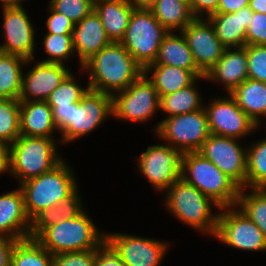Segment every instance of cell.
I'll return each instance as SVG.
<instances>
[{
  "mask_svg": "<svg viewBox=\"0 0 266 266\" xmlns=\"http://www.w3.org/2000/svg\"><path fill=\"white\" fill-rule=\"evenodd\" d=\"M151 64L175 66L189 71H199L184 34L179 36L168 32L158 49L157 56Z\"/></svg>",
  "mask_w": 266,
  "mask_h": 266,
  "instance_id": "obj_26",
  "label": "cell"
},
{
  "mask_svg": "<svg viewBox=\"0 0 266 266\" xmlns=\"http://www.w3.org/2000/svg\"><path fill=\"white\" fill-rule=\"evenodd\" d=\"M71 107L72 104L65 107H51L54 123L61 133L70 125Z\"/></svg>",
  "mask_w": 266,
  "mask_h": 266,
  "instance_id": "obj_46",
  "label": "cell"
},
{
  "mask_svg": "<svg viewBox=\"0 0 266 266\" xmlns=\"http://www.w3.org/2000/svg\"><path fill=\"white\" fill-rule=\"evenodd\" d=\"M111 114L112 95L89 89L81 101L72 104L70 125L61 140L67 143L88 134Z\"/></svg>",
  "mask_w": 266,
  "mask_h": 266,
  "instance_id": "obj_10",
  "label": "cell"
},
{
  "mask_svg": "<svg viewBox=\"0 0 266 266\" xmlns=\"http://www.w3.org/2000/svg\"><path fill=\"white\" fill-rule=\"evenodd\" d=\"M53 138L20 135L10 148L9 172L19 183L51 171L61 161Z\"/></svg>",
  "mask_w": 266,
  "mask_h": 266,
  "instance_id": "obj_6",
  "label": "cell"
},
{
  "mask_svg": "<svg viewBox=\"0 0 266 266\" xmlns=\"http://www.w3.org/2000/svg\"><path fill=\"white\" fill-rule=\"evenodd\" d=\"M248 79L266 83V45H245Z\"/></svg>",
  "mask_w": 266,
  "mask_h": 266,
  "instance_id": "obj_38",
  "label": "cell"
},
{
  "mask_svg": "<svg viewBox=\"0 0 266 266\" xmlns=\"http://www.w3.org/2000/svg\"><path fill=\"white\" fill-rule=\"evenodd\" d=\"M237 138L211 134L198 151L213 162L240 188L246 187L247 149L241 147Z\"/></svg>",
  "mask_w": 266,
  "mask_h": 266,
  "instance_id": "obj_12",
  "label": "cell"
},
{
  "mask_svg": "<svg viewBox=\"0 0 266 266\" xmlns=\"http://www.w3.org/2000/svg\"><path fill=\"white\" fill-rule=\"evenodd\" d=\"M181 32L188 42L198 70L206 76L223 56L226 47L216 36L213 25L203 16L195 18Z\"/></svg>",
  "mask_w": 266,
  "mask_h": 266,
  "instance_id": "obj_15",
  "label": "cell"
},
{
  "mask_svg": "<svg viewBox=\"0 0 266 266\" xmlns=\"http://www.w3.org/2000/svg\"><path fill=\"white\" fill-rule=\"evenodd\" d=\"M82 67L90 72V90L110 95L125 90L144 74L143 67L120 42H111Z\"/></svg>",
  "mask_w": 266,
  "mask_h": 266,
  "instance_id": "obj_1",
  "label": "cell"
},
{
  "mask_svg": "<svg viewBox=\"0 0 266 266\" xmlns=\"http://www.w3.org/2000/svg\"><path fill=\"white\" fill-rule=\"evenodd\" d=\"M78 189L68 198L62 200L58 204V210L62 220L71 219L79 216L84 210L81 208L80 197Z\"/></svg>",
  "mask_w": 266,
  "mask_h": 266,
  "instance_id": "obj_44",
  "label": "cell"
},
{
  "mask_svg": "<svg viewBox=\"0 0 266 266\" xmlns=\"http://www.w3.org/2000/svg\"><path fill=\"white\" fill-rule=\"evenodd\" d=\"M61 221L58 204L42 210L31 220L30 238H35L44 228L58 224Z\"/></svg>",
  "mask_w": 266,
  "mask_h": 266,
  "instance_id": "obj_40",
  "label": "cell"
},
{
  "mask_svg": "<svg viewBox=\"0 0 266 266\" xmlns=\"http://www.w3.org/2000/svg\"><path fill=\"white\" fill-rule=\"evenodd\" d=\"M150 70H154V73L149 80L154 84L159 98L185 88L197 79H206L200 71H189L170 65L150 64L144 69V74L148 75Z\"/></svg>",
  "mask_w": 266,
  "mask_h": 266,
  "instance_id": "obj_25",
  "label": "cell"
},
{
  "mask_svg": "<svg viewBox=\"0 0 266 266\" xmlns=\"http://www.w3.org/2000/svg\"><path fill=\"white\" fill-rule=\"evenodd\" d=\"M234 207L236 206L231 207L233 210L229 207L220 208L224 212L218 214L214 237L240 250H266V238L262 231L245 214Z\"/></svg>",
  "mask_w": 266,
  "mask_h": 266,
  "instance_id": "obj_11",
  "label": "cell"
},
{
  "mask_svg": "<svg viewBox=\"0 0 266 266\" xmlns=\"http://www.w3.org/2000/svg\"><path fill=\"white\" fill-rule=\"evenodd\" d=\"M93 266H126L119 255L105 241L97 248Z\"/></svg>",
  "mask_w": 266,
  "mask_h": 266,
  "instance_id": "obj_43",
  "label": "cell"
},
{
  "mask_svg": "<svg viewBox=\"0 0 266 266\" xmlns=\"http://www.w3.org/2000/svg\"><path fill=\"white\" fill-rule=\"evenodd\" d=\"M249 8L253 12L266 14V0H249Z\"/></svg>",
  "mask_w": 266,
  "mask_h": 266,
  "instance_id": "obj_51",
  "label": "cell"
},
{
  "mask_svg": "<svg viewBox=\"0 0 266 266\" xmlns=\"http://www.w3.org/2000/svg\"><path fill=\"white\" fill-rule=\"evenodd\" d=\"M22 1L24 0H0L3 7L17 6L20 5Z\"/></svg>",
  "mask_w": 266,
  "mask_h": 266,
  "instance_id": "obj_52",
  "label": "cell"
},
{
  "mask_svg": "<svg viewBox=\"0 0 266 266\" xmlns=\"http://www.w3.org/2000/svg\"><path fill=\"white\" fill-rule=\"evenodd\" d=\"M230 94L238 106L259 126V117L266 116V83L246 79Z\"/></svg>",
  "mask_w": 266,
  "mask_h": 266,
  "instance_id": "obj_27",
  "label": "cell"
},
{
  "mask_svg": "<svg viewBox=\"0 0 266 266\" xmlns=\"http://www.w3.org/2000/svg\"><path fill=\"white\" fill-rule=\"evenodd\" d=\"M117 93L112 95V114L116 118L143 122L160 109L158 92L146 74Z\"/></svg>",
  "mask_w": 266,
  "mask_h": 266,
  "instance_id": "obj_9",
  "label": "cell"
},
{
  "mask_svg": "<svg viewBox=\"0 0 266 266\" xmlns=\"http://www.w3.org/2000/svg\"><path fill=\"white\" fill-rule=\"evenodd\" d=\"M31 59L0 52V100L19 99L22 88V65Z\"/></svg>",
  "mask_w": 266,
  "mask_h": 266,
  "instance_id": "obj_29",
  "label": "cell"
},
{
  "mask_svg": "<svg viewBox=\"0 0 266 266\" xmlns=\"http://www.w3.org/2000/svg\"><path fill=\"white\" fill-rule=\"evenodd\" d=\"M229 98L214 99L209 107H204L210 133L219 136L241 138L258 126L238 106L231 94Z\"/></svg>",
  "mask_w": 266,
  "mask_h": 266,
  "instance_id": "obj_14",
  "label": "cell"
},
{
  "mask_svg": "<svg viewBox=\"0 0 266 266\" xmlns=\"http://www.w3.org/2000/svg\"><path fill=\"white\" fill-rule=\"evenodd\" d=\"M155 130L159 138L166 140L168 145L182 154L199 151L203 142L211 135L204 108L166 117L158 123Z\"/></svg>",
  "mask_w": 266,
  "mask_h": 266,
  "instance_id": "obj_8",
  "label": "cell"
},
{
  "mask_svg": "<svg viewBox=\"0 0 266 266\" xmlns=\"http://www.w3.org/2000/svg\"><path fill=\"white\" fill-rule=\"evenodd\" d=\"M74 79L75 77L72 73H69L61 84L49 95L46 102L50 107H65L81 101V98L90 88L88 86L85 89L80 87Z\"/></svg>",
  "mask_w": 266,
  "mask_h": 266,
  "instance_id": "obj_35",
  "label": "cell"
},
{
  "mask_svg": "<svg viewBox=\"0 0 266 266\" xmlns=\"http://www.w3.org/2000/svg\"><path fill=\"white\" fill-rule=\"evenodd\" d=\"M51 15L46 20V27L49 34H72L74 22L63 14L55 11L49 6Z\"/></svg>",
  "mask_w": 266,
  "mask_h": 266,
  "instance_id": "obj_42",
  "label": "cell"
},
{
  "mask_svg": "<svg viewBox=\"0 0 266 266\" xmlns=\"http://www.w3.org/2000/svg\"><path fill=\"white\" fill-rule=\"evenodd\" d=\"M20 136V101L0 100V140L10 145Z\"/></svg>",
  "mask_w": 266,
  "mask_h": 266,
  "instance_id": "obj_34",
  "label": "cell"
},
{
  "mask_svg": "<svg viewBox=\"0 0 266 266\" xmlns=\"http://www.w3.org/2000/svg\"><path fill=\"white\" fill-rule=\"evenodd\" d=\"M135 9H146L150 10L157 0H128Z\"/></svg>",
  "mask_w": 266,
  "mask_h": 266,
  "instance_id": "obj_50",
  "label": "cell"
},
{
  "mask_svg": "<svg viewBox=\"0 0 266 266\" xmlns=\"http://www.w3.org/2000/svg\"><path fill=\"white\" fill-rule=\"evenodd\" d=\"M181 178L220 208L236 206L241 188L198 151L182 154Z\"/></svg>",
  "mask_w": 266,
  "mask_h": 266,
  "instance_id": "obj_2",
  "label": "cell"
},
{
  "mask_svg": "<svg viewBox=\"0 0 266 266\" xmlns=\"http://www.w3.org/2000/svg\"><path fill=\"white\" fill-rule=\"evenodd\" d=\"M196 80L189 86L179 89L169 95L160 97L159 107L168 117L195 112L203 108L201 97L196 90Z\"/></svg>",
  "mask_w": 266,
  "mask_h": 266,
  "instance_id": "obj_30",
  "label": "cell"
},
{
  "mask_svg": "<svg viewBox=\"0 0 266 266\" xmlns=\"http://www.w3.org/2000/svg\"><path fill=\"white\" fill-rule=\"evenodd\" d=\"M73 172L63 160L51 171L20 184L25 210L32 220L39 212L59 204L77 190Z\"/></svg>",
  "mask_w": 266,
  "mask_h": 266,
  "instance_id": "obj_4",
  "label": "cell"
},
{
  "mask_svg": "<svg viewBox=\"0 0 266 266\" xmlns=\"http://www.w3.org/2000/svg\"><path fill=\"white\" fill-rule=\"evenodd\" d=\"M10 148L11 145L9 143L0 140V174L4 171H9Z\"/></svg>",
  "mask_w": 266,
  "mask_h": 266,
  "instance_id": "obj_49",
  "label": "cell"
},
{
  "mask_svg": "<svg viewBox=\"0 0 266 266\" xmlns=\"http://www.w3.org/2000/svg\"><path fill=\"white\" fill-rule=\"evenodd\" d=\"M249 6V0H220L215 13H235Z\"/></svg>",
  "mask_w": 266,
  "mask_h": 266,
  "instance_id": "obj_48",
  "label": "cell"
},
{
  "mask_svg": "<svg viewBox=\"0 0 266 266\" xmlns=\"http://www.w3.org/2000/svg\"><path fill=\"white\" fill-rule=\"evenodd\" d=\"M246 45H266V14L254 12L246 30Z\"/></svg>",
  "mask_w": 266,
  "mask_h": 266,
  "instance_id": "obj_41",
  "label": "cell"
},
{
  "mask_svg": "<svg viewBox=\"0 0 266 266\" xmlns=\"http://www.w3.org/2000/svg\"><path fill=\"white\" fill-rule=\"evenodd\" d=\"M244 188L239 191L236 206L262 231L266 238V189H251L250 194H244Z\"/></svg>",
  "mask_w": 266,
  "mask_h": 266,
  "instance_id": "obj_32",
  "label": "cell"
},
{
  "mask_svg": "<svg viewBox=\"0 0 266 266\" xmlns=\"http://www.w3.org/2000/svg\"><path fill=\"white\" fill-rule=\"evenodd\" d=\"M91 1H92L93 4H96V3L100 2V1H105V0H91Z\"/></svg>",
  "mask_w": 266,
  "mask_h": 266,
  "instance_id": "obj_53",
  "label": "cell"
},
{
  "mask_svg": "<svg viewBox=\"0 0 266 266\" xmlns=\"http://www.w3.org/2000/svg\"><path fill=\"white\" fill-rule=\"evenodd\" d=\"M30 227L31 220L25 210L22 189L2 194L0 196V237L7 236L17 240L30 238Z\"/></svg>",
  "mask_w": 266,
  "mask_h": 266,
  "instance_id": "obj_19",
  "label": "cell"
},
{
  "mask_svg": "<svg viewBox=\"0 0 266 266\" xmlns=\"http://www.w3.org/2000/svg\"><path fill=\"white\" fill-rule=\"evenodd\" d=\"M137 159L139 170L159 191L181 178L182 153L170 145L149 146Z\"/></svg>",
  "mask_w": 266,
  "mask_h": 266,
  "instance_id": "obj_13",
  "label": "cell"
},
{
  "mask_svg": "<svg viewBox=\"0 0 266 266\" xmlns=\"http://www.w3.org/2000/svg\"><path fill=\"white\" fill-rule=\"evenodd\" d=\"M72 39L74 51L78 54L81 66L111 43L95 10L80 22L75 23Z\"/></svg>",
  "mask_w": 266,
  "mask_h": 266,
  "instance_id": "obj_20",
  "label": "cell"
},
{
  "mask_svg": "<svg viewBox=\"0 0 266 266\" xmlns=\"http://www.w3.org/2000/svg\"><path fill=\"white\" fill-rule=\"evenodd\" d=\"M70 70L63 64L39 62L22 77L19 101H46ZM33 99H32V98Z\"/></svg>",
  "mask_w": 266,
  "mask_h": 266,
  "instance_id": "obj_18",
  "label": "cell"
},
{
  "mask_svg": "<svg viewBox=\"0 0 266 266\" xmlns=\"http://www.w3.org/2000/svg\"><path fill=\"white\" fill-rule=\"evenodd\" d=\"M167 209L191 227L215 236L218 214H212L211 205L220 208L210 197L195 186L179 178L166 190Z\"/></svg>",
  "mask_w": 266,
  "mask_h": 266,
  "instance_id": "obj_5",
  "label": "cell"
},
{
  "mask_svg": "<svg viewBox=\"0 0 266 266\" xmlns=\"http://www.w3.org/2000/svg\"><path fill=\"white\" fill-rule=\"evenodd\" d=\"M10 266H53V255L35 238L18 240L12 252Z\"/></svg>",
  "mask_w": 266,
  "mask_h": 266,
  "instance_id": "obj_31",
  "label": "cell"
},
{
  "mask_svg": "<svg viewBox=\"0 0 266 266\" xmlns=\"http://www.w3.org/2000/svg\"><path fill=\"white\" fill-rule=\"evenodd\" d=\"M97 249L53 255V266H93Z\"/></svg>",
  "mask_w": 266,
  "mask_h": 266,
  "instance_id": "obj_39",
  "label": "cell"
},
{
  "mask_svg": "<svg viewBox=\"0 0 266 266\" xmlns=\"http://www.w3.org/2000/svg\"><path fill=\"white\" fill-rule=\"evenodd\" d=\"M106 242L126 266H158L167 249L165 242L125 234H106Z\"/></svg>",
  "mask_w": 266,
  "mask_h": 266,
  "instance_id": "obj_17",
  "label": "cell"
},
{
  "mask_svg": "<svg viewBox=\"0 0 266 266\" xmlns=\"http://www.w3.org/2000/svg\"><path fill=\"white\" fill-rule=\"evenodd\" d=\"M43 46L45 52L50 57L45 59V63L63 64L66 59L74 54L72 34H45Z\"/></svg>",
  "mask_w": 266,
  "mask_h": 266,
  "instance_id": "obj_36",
  "label": "cell"
},
{
  "mask_svg": "<svg viewBox=\"0 0 266 266\" xmlns=\"http://www.w3.org/2000/svg\"><path fill=\"white\" fill-rule=\"evenodd\" d=\"M254 12L249 6L235 13H213L206 19L213 25L216 36L226 48H241L246 45V30Z\"/></svg>",
  "mask_w": 266,
  "mask_h": 266,
  "instance_id": "obj_21",
  "label": "cell"
},
{
  "mask_svg": "<svg viewBox=\"0 0 266 266\" xmlns=\"http://www.w3.org/2000/svg\"><path fill=\"white\" fill-rule=\"evenodd\" d=\"M18 240L10 237H0V266H10L14 246Z\"/></svg>",
  "mask_w": 266,
  "mask_h": 266,
  "instance_id": "obj_47",
  "label": "cell"
},
{
  "mask_svg": "<svg viewBox=\"0 0 266 266\" xmlns=\"http://www.w3.org/2000/svg\"><path fill=\"white\" fill-rule=\"evenodd\" d=\"M134 6L128 0H105L94 4L111 42H120L128 27Z\"/></svg>",
  "mask_w": 266,
  "mask_h": 266,
  "instance_id": "obj_24",
  "label": "cell"
},
{
  "mask_svg": "<svg viewBox=\"0 0 266 266\" xmlns=\"http://www.w3.org/2000/svg\"><path fill=\"white\" fill-rule=\"evenodd\" d=\"M35 239L52 255L99 248L106 235L100 234L95 224L83 211L79 216L62 220L44 228Z\"/></svg>",
  "mask_w": 266,
  "mask_h": 266,
  "instance_id": "obj_3",
  "label": "cell"
},
{
  "mask_svg": "<svg viewBox=\"0 0 266 266\" xmlns=\"http://www.w3.org/2000/svg\"><path fill=\"white\" fill-rule=\"evenodd\" d=\"M220 0H190V8L196 18H200L202 13H207V17L217 11Z\"/></svg>",
  "mask_w": 266,
  "mask_h": 266,
  "instance_id": "obj_45",
  "label": "cell"
},
{
  "mask_svg": "<svg viewBox=\"0 0 266 266\" xmlns=\"http://www.w3.org/2000/svg\"><path fill=\"white\" fill-rule=\"evenodd\" d=\"M49 5L55 11L72 20L74 24L80 22L94 10V4L91 0H51Z\"/></svg>",
  "mask_w": 266,
  "mask_h": 266,
  "instance_id": "obj_37",
  "label": "cell"
},
{
  "mask_svg": "<svg viewBox=\"0 0 266 266\" xmlns=\"http://www.w3.org/2000/svg\"><path fill=\"white\" fill-rule=\"evenodd\" d=\"M3 8L5 43L0 52L34 60V29L22 4Z\"/></svg>",
  "mask_w": 266,
  "mask_h": 266,
  "instance_id": "obj_16",
  "label": "cell"
},
{
  "mask_svg": "<svg viewBox=\"0 0 266 266\" xmlns=\"http://www.w3.org/2000/svg\"><path fill=\"white\" fill-rule=\"evenodd\" d=\"M58 129L46 101H20V135L52 138Z\"/></svg>",
  "mask_w": 266,
  "mask_h": 266,
  "instance_id": "obj_23",
  "label": "cell"
},
{
  "mask_svg": "<svg viewBox=\"0 0 266 266\" xmlns=\"http://www.w3.org/2000/svg\"><path fill=\"white\" fill-rule=\"evenodd\" d=\"M167 33L168 31L154 17L151 10L134 8L120 43L145 69L154 62Z\"/></svg>",
  "mask_w": 266,
  "mask_h": 266,
  "instance_id": "obj_7",
  "label": "cell"
},
{
  "mask_svg": "<svg viewBox=\"0 0 266 266\" xmlns=\"http://www.w3.org/2000/svg\"><path fill=\"white\" fill-rule=\"evenodd\" d=\"M247 186L266 189V138L247 148Z\"/></svg>",
  "mask_w": 266,
  "mask_h": 266,
  "instance_id": "obj_33",
  "label": "cell"
},
{
  "mask_svg": "<svg viewBox=\"0 0 266 266\" xmlns=\"http://www.w3.org/2000/svg\"><path fill=\"white\" fill-rule=\"evenodd\" d=\"M235 50V51H234ZM207 80L224 84L228 94L248 79V58L245 47L226 48L223 56L205 76Z\"/></svg>",
  "mask_w": 266,
  "mask_h": 266,
  "instance_id": "obj_22",
  "label": "cell"
},
{
  "mask_svg": "<svg viewBox=\"0 0 266 266\" xmlns=\"http://www.w3.org/2000/svg\"><path fill=\"white\" fill-rule=\"evenodd\" d=\"M150 10L168 32L182 31L196 18L186 0H157Z\"/></svg>",
  "mask_w": 266,
  "mask_h": 266,
  "instance_id": "obj_28",
  "label": "cell"
}]
</instances>
